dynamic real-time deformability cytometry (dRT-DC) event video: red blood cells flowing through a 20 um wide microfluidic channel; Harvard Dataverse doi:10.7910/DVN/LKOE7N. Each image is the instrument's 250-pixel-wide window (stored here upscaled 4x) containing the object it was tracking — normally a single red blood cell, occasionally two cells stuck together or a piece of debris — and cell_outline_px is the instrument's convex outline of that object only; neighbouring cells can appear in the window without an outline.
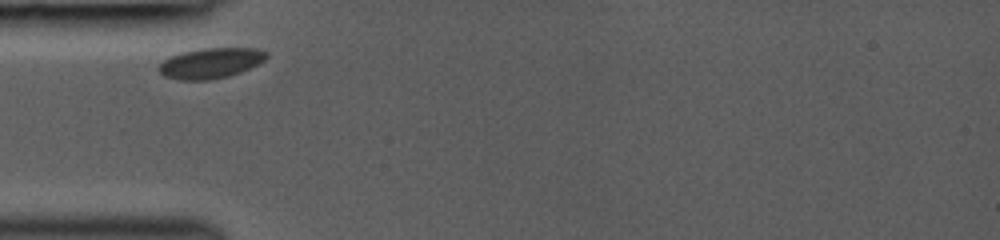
{"species": "common noctule bat (a hibernating species)", "species_latin": "Nyctalus noctula", "temperature_condition": "room temperature", "stored_images_in_passage": 17, "camera_frame_rate_fps": 3000, "um_per_image_px": 0.085, "animal": {"sex": "female", "body_mass_g": 19.0, "forearm_length_mm": 53.3}, "frame": {"image": 1, "passage_image": 1, "time_ms": 0.0, "image_size_px": [1000, 240], "cell_outline_px": [[268, 56], [264, 60], [240, 72], [228, 76], [208, 80], [180, 80], [164, 76], [156, 68], [164, 60], [172, 56], [184, 52], [204, 48], [256, 48], [268, 52]], "centroid_in_image_um": [17.9, 5.36], "position_along_channel_um": 67.1, "area_um2": 18.84}}
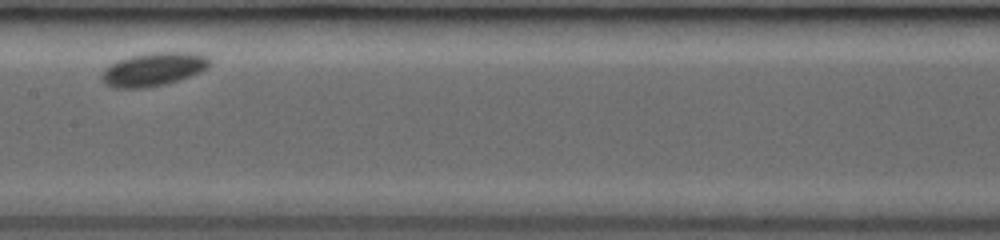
{"frame": {"image": 2, "passage_image": 7, "time_ms": 3.333, "image_size_px": [1000, 240], "cell_outline_px": [[212, 64], [208, 68], [200, 72], [164, 84], [144, 88], [112, 88], [104, 84], [100, 76], [104, 68], [108, 64], [132, 56], [152, 52], [192, 52], [208, 56], [212, 60]], "centroid_in_image_um": [13.04, 5.88], "position_along_channel_um": 194.4, "area_um2": 21.15}}
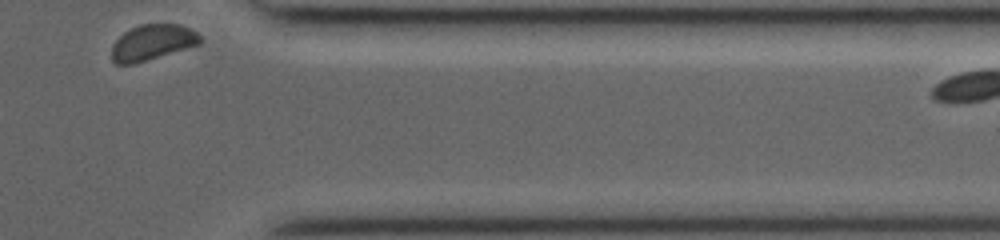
{"frame": {"image": 3, "passage_image": 16, "time_ms": 8.667, "image_size_px": [1000, 240], "cell_outline_px": [[204, 40], [200, 44], [132, 64], [116, 64], [112, 60], [112, 44], [124, 32], [140, 24], [180, 24], [192, 28]], "centroid_in_image_um": [12.97, 3.59], "position_along_channel_um": 398.4, "area_um2": 18.26}}